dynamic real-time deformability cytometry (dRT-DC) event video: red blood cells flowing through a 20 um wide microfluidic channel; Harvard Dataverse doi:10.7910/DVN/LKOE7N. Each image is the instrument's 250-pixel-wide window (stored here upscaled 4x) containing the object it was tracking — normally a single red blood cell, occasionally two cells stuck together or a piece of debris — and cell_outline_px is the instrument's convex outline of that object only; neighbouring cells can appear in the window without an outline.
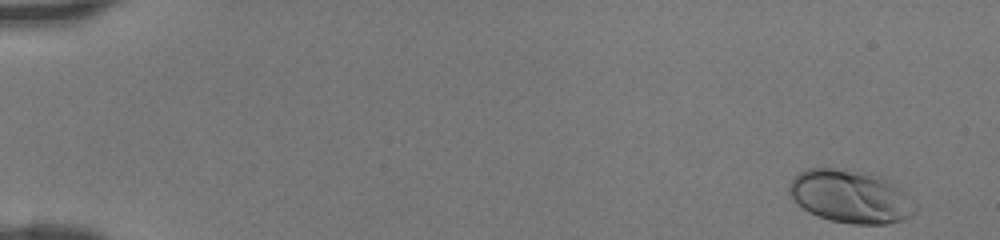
{"species": "human", "species_latin": "Homo sapiens", "temperature_condition": "room temperature", "stored_images_in_passage": 45, "camera_frame_rate_fps": 3000, "um_per_image_px": 0.085, "donor": {"sex": "female"}, "frame": {"image": 1, "passage_image": 1, "time_ms": 0.0, "image_size_px": [1000, 240], "cell_outline_px": [[920, 208], [916, 212], [904, 220], [888, 224], [852, 224], [828, 220], [816, 216], [808, 212], [796, 204], [792, 200], [788, 192], [788, 184], [800, 172], [808, 168], [832, 168], [872, 172], [884, 176], [900, 188]], "centroid_in_image_um": [72.31, 16.71], "position_along_channel_um": 12.7, "area_um2": 39.77}}
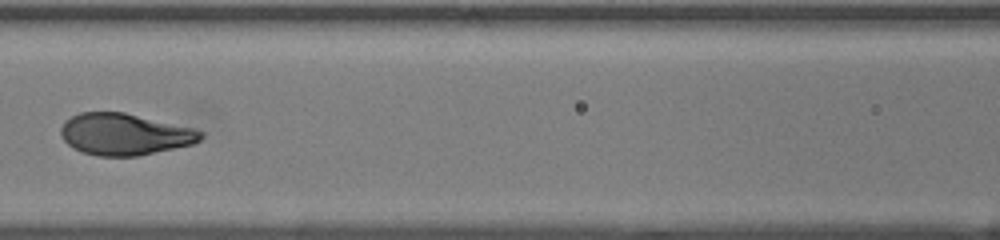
{"frame": {"image": 2, "passage_image": 21, "time_ms": 6.667, "image_size_px": [1000, 240], "cell_outline_px": [[204, 136], [200, 140], [192, 144], [136, 156], [96, 156], [72, 148], [60, 136], [60, 128], [64, 120], [80, 112], [124, 112], [196, 128], [204, 132]], "centroid_in_image_um": [10.58, 11.4], "position_along_channel_um": 156.0, "area_um2": 34.1}}
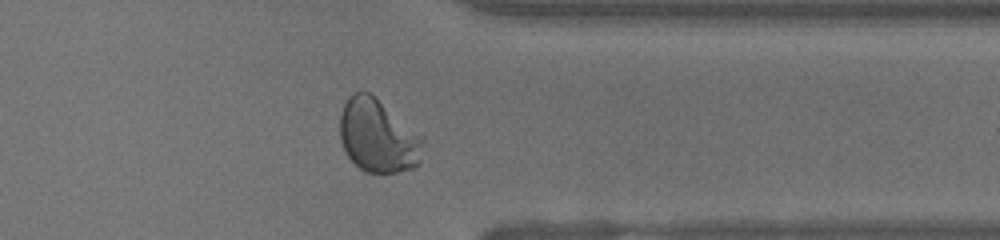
{"frame": {"image": 3, "passage_image": 36, "time_ms": 11.667, "image_size_px": [1000, 240], "cell_outline_px": [[424, 140], [420, 164], [412, 168], [396, 172], [364, 172], [348, 156], [340, 140], [340, 116], [344, 104], [348, 96], [352, 92], [368, 92], [424, 136]], "centroid_in_image_um": [32.14, 11.56], "position_along_channel_um": 379.3, "area_um2": 35.37}}